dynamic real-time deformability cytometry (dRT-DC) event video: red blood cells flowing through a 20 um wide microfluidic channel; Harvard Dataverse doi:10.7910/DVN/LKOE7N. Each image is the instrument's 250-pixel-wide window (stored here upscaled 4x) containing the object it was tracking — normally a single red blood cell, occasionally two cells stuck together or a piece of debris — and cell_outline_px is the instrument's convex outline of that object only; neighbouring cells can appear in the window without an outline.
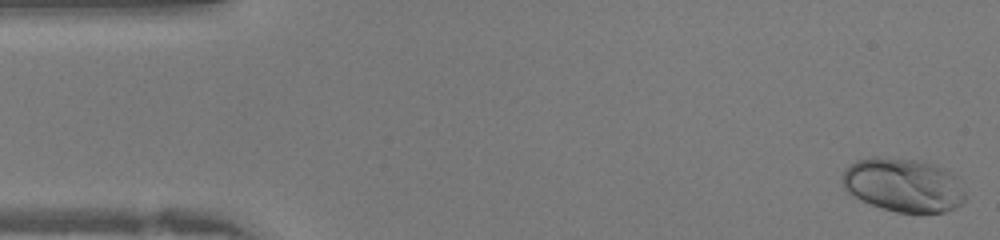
{"species": "human", "species_latin": "Homo sapiens", "temperature_condition": "warm", "stored_images_in_passage": 41, "camera_frame_rate_fps": 3000, "um_per_image_px": 0.085, "donor": {"sex": "female"}, "frame": {"image": 1, "passage_image": 1, "time_ms": 0.0, "image_size_px": [1000, 240], "cell_outline_px": [[964, 200], [956, 208], [944, 212], [896, 212], [860, 200], [848, 192], [844, 188], [840, 176], [856, 160], [872, 156], [876, 156], [920, 160], [944, 168], [952, 172], [956, 176], [964, 192]], "centroid_in_image_um": [76.77, 15.71], "position_along_channel_um": 8.2, "area_um2": 38.49}}
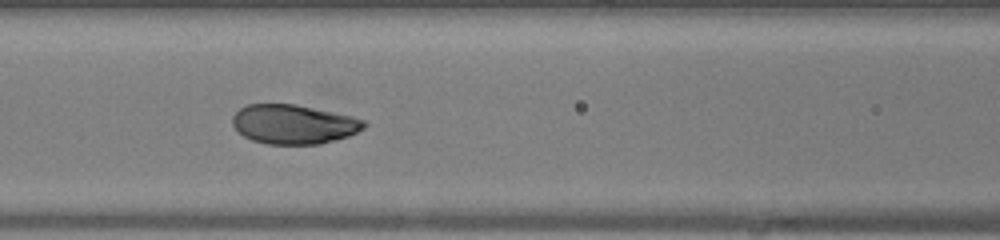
{"frame": {"image": 2, "passage_image": 17, "time_ms": 5.333, "image_size_px": [1000, 240], "cell_outline_px": [[368, 124], [364, 128], [348, 136], [336, 140], [320, 144], [268, 144], [252, 140], [244, 136], [232, 124], [232, 116], [240, 108], [248, 104], [296, 104], [352, 116], [364, 120]], "centroid_in_image_um": [24.97, 10.56], "position_along_channel_um": 141.6, "area_um2": 30.11}}
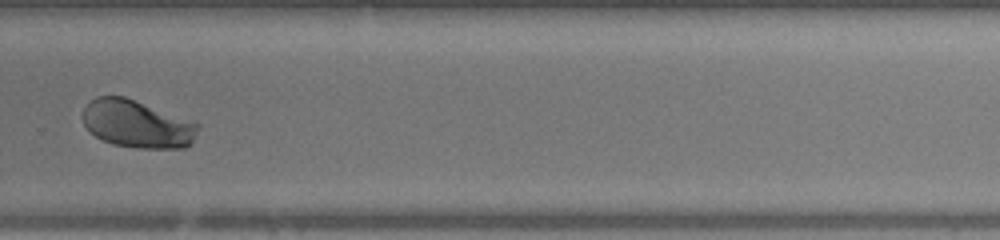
{"frame": {"image": 3, "passage_image": 28, "time_ms": 9.0, "image_size_px": [1000, 240], "cell_outline_px": [[200, 128], [192, 144], [184, 148], [136, 148], [112, 144], [96, 136], [84, 124], [84, 108], [96, 96], [124, 96], [196, 120], [200, 124]], "centroid_in_image_um": [11.76, 10.53], "position_along_channel_um": 318.0, "area_um2": 32.43}}